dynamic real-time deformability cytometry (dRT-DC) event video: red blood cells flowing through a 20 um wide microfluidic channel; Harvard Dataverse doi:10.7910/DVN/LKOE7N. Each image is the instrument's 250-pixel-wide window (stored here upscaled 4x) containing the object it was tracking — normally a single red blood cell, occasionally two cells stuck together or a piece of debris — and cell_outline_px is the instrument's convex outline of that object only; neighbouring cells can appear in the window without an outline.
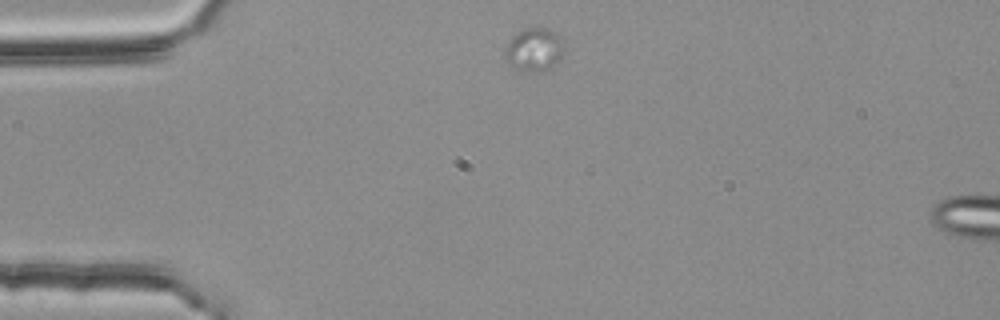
{"species": "common noctule bat (a hibernating species)", "species_latin": "Nyctalus noctula", "temperature_condition": "room temperature", "stored_images_in_passage": 2, "segment_of_instrument_passage": [1, 2], "camera_frame_rate_fps": 3000, "um_per_image_px": 0.085, "animal": {"sex": "female", "body_mass_g": 25.1}, "frame": {"image": 1, "passage_image": 1, "time_ms": 0.0, "image_size_px": [1000, 320], "cell_outline_px": [[564, 52], [548, 68], [540, 72], [536, 72], [512, 68], [508, 64], [504, 56], [504, 48], [512, 36], [524, 28], [548, 28], [556, 32], [564, 40]], "centroid_in_image_um": [45.38, 4.19], "position_along_channel_um": 39.6, "area_um2": 14.97}}